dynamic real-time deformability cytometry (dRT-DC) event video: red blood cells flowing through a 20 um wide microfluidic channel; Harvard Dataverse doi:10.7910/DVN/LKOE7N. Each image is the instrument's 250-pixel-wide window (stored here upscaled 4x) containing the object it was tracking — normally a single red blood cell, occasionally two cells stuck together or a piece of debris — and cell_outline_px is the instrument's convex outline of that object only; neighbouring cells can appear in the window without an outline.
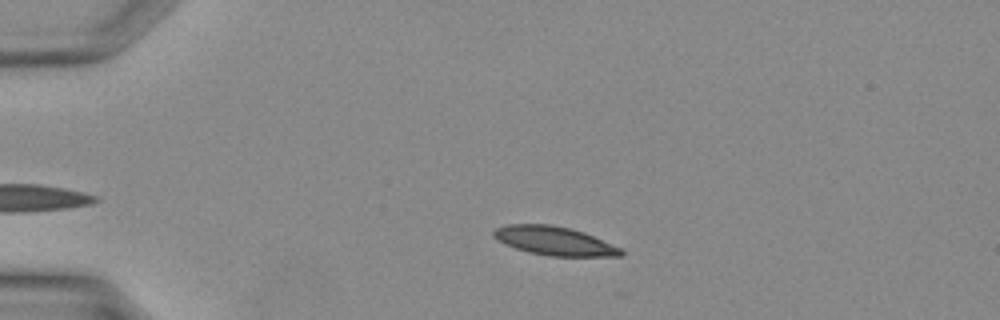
{"species": "Egyptian fruit bat (a non-hibernating species)", "species_latin": "Rousettus aegyptiacus", "temperature_condition": "warm", "stored_images_in_passage": 30, "camera_frame_rate_fps": 3000, "um_per_image_px": 0.085, "animal": {"sex": "female"}, "frame": {"image": 1, "passage_image": 5, "time_ms": 1.333, "image_size_px": [1000, 320], "cell_outline_px": [[624, 256], [552, 256], [528, 252], [504, 244], [496, 240], [492, 236], [492, 232], [496, 228], [508, 224], [552, 224], [572, 228], [584, 232], [620, 248], [624, 252]], "centroid_in_image_um": [47.09, 20.46], "position_along_channel_um": 37.9, "area_um2": 21.39}}
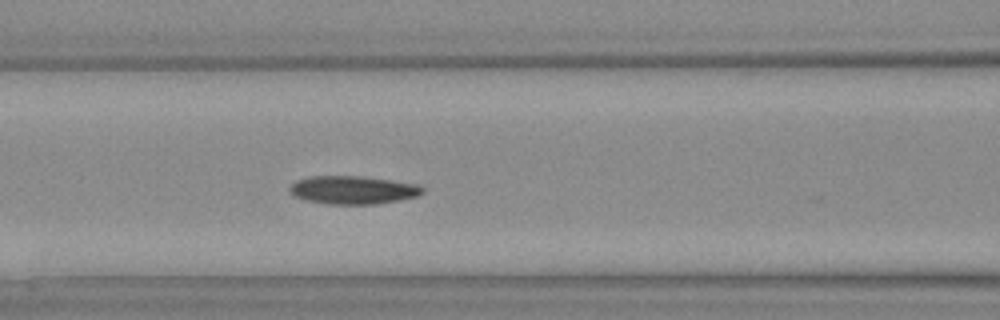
{"frame": {"image": 2, "passage_image": 13, "time_ms": 4.0, "image_size_px": [1000, 320], "cell_outline_px": [[424, 192], [416, 196], [400, 200], [376, 204], [328, 204], [308, 200], [296, 196], [288, 192], [288, 188], [296, 180], [312, 176], [360, 176], [388, 180], [412, 184], [424, 188]], "centroid_in_image_um": [29.96, 16.15], "position_along_channel_um": 136.6, "area_um2": 21.5}}
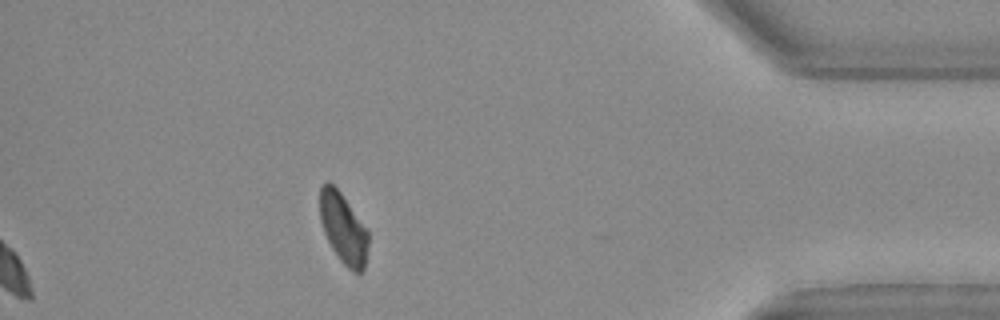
{"frame": {"image": 3, "passage_image": 30, "time_ms": 9.667, "image_size_px": [1000, 320], "cell_outline_px": [[368, 244], [364, 268], [360, 272], [352, 272], [340, 260], [332, 248], [324, 232], [320, 220], [320, 188], [324, 180], [328, 180], [340, 192], [368, 232]], "centroid_in_image_um": [29.15, 19.4], "position_along_channel_um": 406.0, "area_um2": 19.54}}